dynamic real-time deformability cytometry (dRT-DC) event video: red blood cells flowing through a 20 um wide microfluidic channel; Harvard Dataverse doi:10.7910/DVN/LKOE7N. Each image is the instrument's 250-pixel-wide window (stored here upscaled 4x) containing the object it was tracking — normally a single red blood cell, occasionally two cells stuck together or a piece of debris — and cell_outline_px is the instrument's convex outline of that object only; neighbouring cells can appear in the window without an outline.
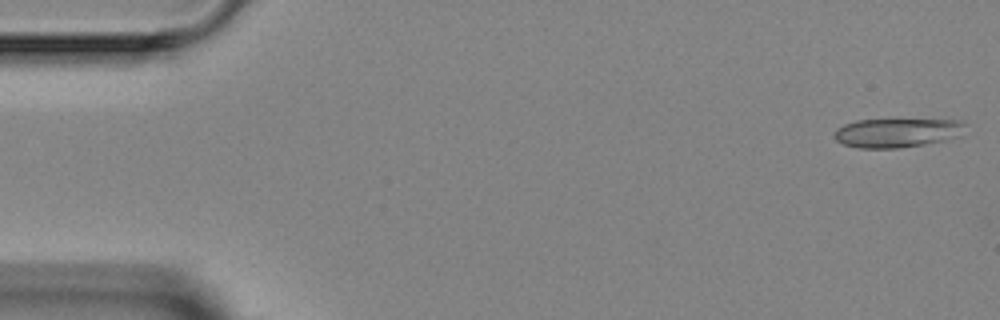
{"species": "Egyptian fruit bat (a non-hibernating species)", "species_latin": "Rousettus aegyptiacus", "temperature_condition": "room temperature", "stored_images_in_passage": 6, "camera_frame_rate_fps": 3000, "um_per_image_px": 0.085, "animal": {"sex": "female"}, "frame": {"image": 1, "passage_image": 1, "time_ms": 0.0, "image_size_px": [1000, 320], "cell_outline_px": [[968, 124], [960, 136], [944, 140], [924, 144], [896, 148], [860, 148], [844, 144], [836, 140], [832, 136], [836, 128], [844, 124], [856, 120], [964, 120]], "centroid_in_image_um": [76.26, 11.28], "position_along_channel_um": 8.7, "area_um2": 22.25}}
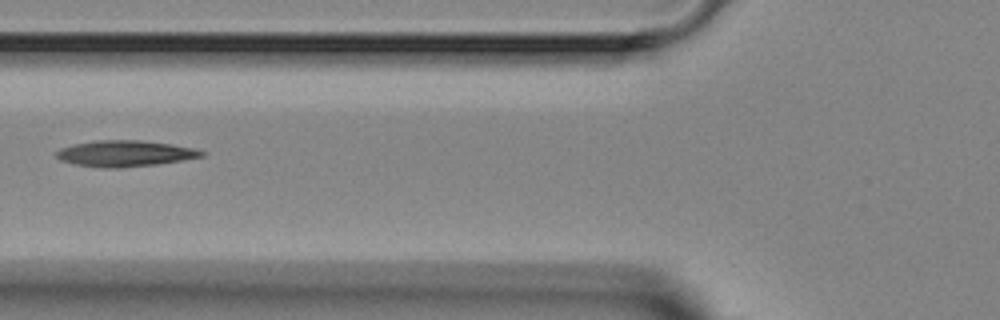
{"frame": {"image": 2, "passage_image": 5, "time_ms": 5.667, "image_size_px": [1000, 320], "cell_outline_px": [[208, 152], [204, 156], [156, 164], [120, 168], [104, 168], [76, 164], [60, 160], [56, 156], [56, 152], [60, 148], [72, 144], [96, 140], [140, 140], [172, 144], [196, 148]], "centroid_in_image_um": [10.64, 13.04], "position_along_channel_um": 115.2, "area_um2": 22.14}}
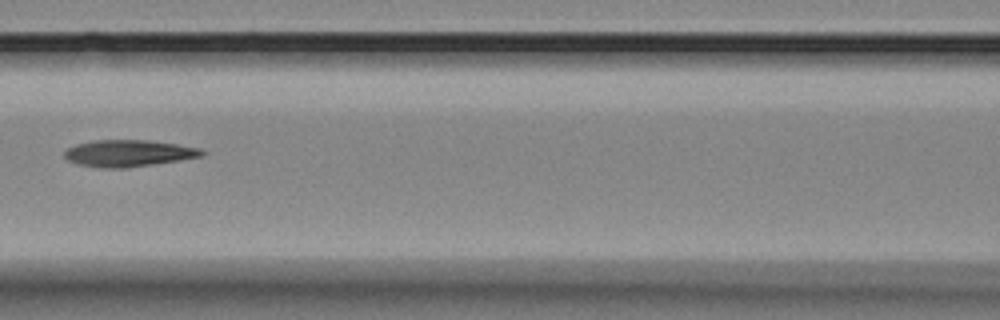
{"frame": {"image": 3, "passage_image": 6, "time_ms": 6.667, "image_size_px": [1000, 320], "cell_outline_px": [[208, 152], [204, 156], [180, 160], [128, 168], [100, 168], [76, 164], [68, 160], [64, 156], [64, 152], [68, 148], [76, 144], [96, 140], [148, 140], [176, 144], [200, 148]], "centroid_in_image_um": [10.95, 13.03], "position_along_channel_um": 155.7, "area_um2": 21.56}}